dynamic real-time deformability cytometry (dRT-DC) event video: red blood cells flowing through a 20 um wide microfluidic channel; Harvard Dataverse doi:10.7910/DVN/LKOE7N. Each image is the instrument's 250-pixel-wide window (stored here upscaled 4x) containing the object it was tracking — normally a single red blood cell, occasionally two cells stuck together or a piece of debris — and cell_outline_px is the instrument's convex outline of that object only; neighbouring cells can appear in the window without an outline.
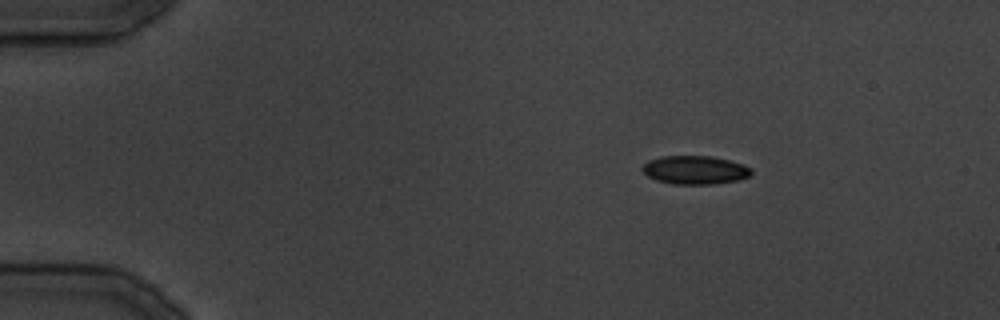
{"species": "common noctule bat (a hibernating species)", "species_latin": "Nyctalus noctula", "temperature_condition": "cold", "stored_images_in_passage": 9, "camera_frame_rate_fps": 3000, "um_per_image_px": 0.085, "animal": {"sex": "male", "body_mass_g": 19.5, "forearm_length_mm": 54.6}, "frame": {"image": 1, "passage_image": 1, "time_ms": 0.0, "image_size_px": [1000, 320], "cell_outline_px": [[752, 172], [748, 176], [736, 180], [712, 184], [672, 184], [656, 180], [648, 176], [640, 168], [648, 160], [660, 156], [712, 156], [744, 164], [752, 168]], "centroid_in_image_um": [59.05, 14.44], "position_along_channel_um": 26.0, "area_um2": 18.09}}